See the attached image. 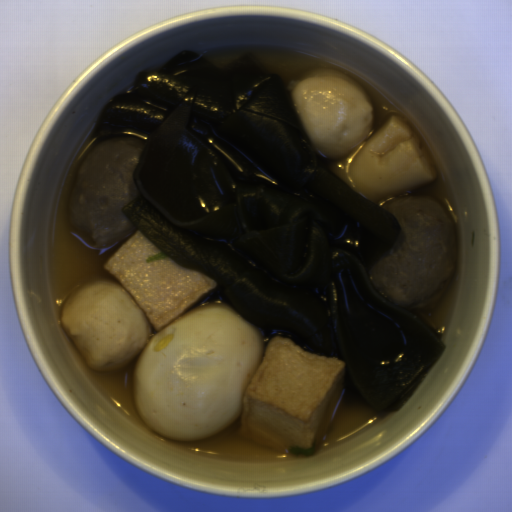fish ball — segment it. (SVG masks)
I'll return each instance as SVG.
<instances>
[{
  "label": "fish ball",
  "instance_id": "53f4d19a",
  "mask_svg": "<svg viewBox=\"0 0 512 512\" xmlns=\"http://www.w3.org/2000/svg\"><path fill=\"white\" fill-rule=\"evenodd\" d=\"M345 383L339 358L274 337L246 389L236 434L299 457L312 454L334 422Z\"/></svg>",
  "mask_w": 512,
  "mask_h": 512
},
{
  "label": "fish ball",
  "instance_id": "29854b86",
  "mask_svg": "<svg viewBox=\"0 0 512 512\" xmlns=\"http://www.w3.org/2000/svg\"><path fill=\"white\" fill-rule=\"evenodd\" d=\"M102 270L117 280L84 285L61 307V323L74 347L98 373L129 362L217 288L213 279L169 259L140 229Z\"/></svg>",
  "mask_w": 512,
  "mask_h": 512
},
{
  "label": "fish ball",
  "instance_id": "745d8928",
  "mask_svg": "<svg viewBox=\"0 0 512 512\" xmlns=\"http://www.w3.org/2000/svg\"><path fill=\"white\" fill-rule=\"evenodd\" d=\"M290 99L315 154L348 156L370 134L371 100L363 85L338 69L308 71Z\"/></svg>",
  "mask_w": 512,
  "mask_h": 512
}]
</instances>
